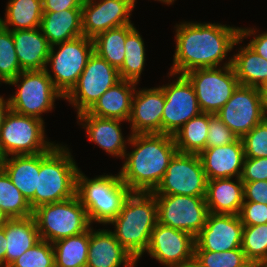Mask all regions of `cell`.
<instances>
[{
  "label": "cell",
  "instance_id": "obj_22",
  "mask_svg": "<svg viewBox=\"0 0 267 267\" xmlns=\"http://www.w3.org/2000/svg\"><path fill=\"white\" fill-rule=\"evenodd\" d=\"M198 155L207 180L241 178L245 160L241 138L228 145L205 148Z\"/></svg>",
  "mask_w": 267,
  "mask_h": 267
},
{
  "label": "cell",
  "instance_id": "obj_29",
  "mask_svg": "<svg viewBox=\"0 0 267 267\" xmlns=\"http://www.w3.org/2000/svg\"><path fill=\"white\" fill-rule=\"evenodd\" d=\"M232 55V66L239 85L261 88L267 83V60L248 45Z\"/></svg>",
  "mask_w": 267,
  "mask_h": 267
},
{
  "label": "cell",
  "instance_id": "obj_39",
  "mask_svg": "<svg viewBox=\"0 0 267 267\" xmlns=\"http://www.w3.org/2000/svg\"><path fill=\"white\" fill-rule=\"evenodd\" d=\"M9 267H55L53 243L40 239Z\"/></svg>",
  "mask_w": 267,
  "mask_h": 267
},
{
  "label": "cell",
  "instance_id": "obj_51",
  "mask_svg": "<svg viewBox=\"0 0 267 267\" xmlns=\"http://www.w3.org/2000/svg\"><path fill=\"white\" fill-rule=\"evenodd\" d=\"M171 267H200V266L193 259L190 262H187V263H184V264L175 265V266H171Z\"/></svg>",
  "mask_w": 267,
  "mask_h": 267
},
{
  "label": "cell",
  "instance_id": "obj_49",
  "mask_svg": "<svg viewBox=\"0 0 267 267\" xmlns=\"http://www.w3.org/2000/svg\"><path fill=\"white\" fill-rule=\"evenodd\" d=\"M261 94V105L263 119L267 120V86L259 88Z\"/></svg>",
  "mask_w": 267,
  "mask_h": 267
},
{
  "label": "cell",
  "instance_id": "obj_45",
  "mask_svg": "<svg viewBox=\"0 0 267 267\" xmlns=\"http://www.w3.org/2000/svg\"><path fill=\"white\" fill-rule=\"evenodd\" d=\"M244 202L267 205V181L243 182Z\"/></svg>",
  "mask_w": 267,
  "mask_h": 267
},
{
  "label": "cell",
  "instance_id": "obj_41",
  "mask_svg": "<svg viewBox=\"0 0 267 267\" xmlns=\"http://www.w3.org/2000/svg\"><path fill=\"white\" fill-rule=\"evenodd\" d=\"M237 139L238 136L217 115L210 114L206 148L228 145Z\"/></svg>",
  "mask_w": 267,
  "mask_h": 267
},
{
  "label": "cell",
  "instance_id": "obj_30",
  "mask_svg": "<svg viewBox=\"0 0 267 267\" xmlns=\"http://www.w3.org/2000/svg\"><path fill=\"white\" fill-rule=\"evenodd\" d=\"M5 12L4 18L0 17V24L11 31L39 28L42 0H9Z\"/></svg>",
  "mask_w": 267,
  "mask_h": 267
},
{
  "label": "cell",
  "instance_id": "obj_5",
  "mask_svg": "<svg viewBox=\"0 0 267 267\" xmlns=\"http://www.w3.org/2000/svg\"><path fill=\"white\" fill-rule=\"evenodd\" d=\"M131 192L122 182L119 172L116 175L104 173L91 179L78 171L76 195L86 209L91 226L94 222L109 225Z\"/></svg>",
  "mask_w": 267,
  "mask_h": 267
},
{
  "label": "cell",
  "instance_id": "obj_19",
  "mask_svg": "<svg viewBox=\"0 0 267 267\" xmlns=\"http://www.w3.org/2000/svg\"><path fill=\"white\" fill-rule=\"evenodd\" d=\"M165 104L160 87L139 88L132 98L130 123L131 134L162 133V115Z\"/></svg>",
  "mask_w": 267,
  "mask_h": 267
},
{
  "label": "cell",
  "instance_id": "obj_18",
  "mask_svg": "<svg viewBox=\"0 0 267 267\" xmlns=\"http://www.w3.org/2000/svg\"><path fill=\"white\" fill-rule=\"evenodd\" d=\"M243 228L239 215L209 212L205 226L195 237L194 250L223 252L241 248Z\"/></svg>",
  "mask_w": 267,
  "mask_h": 267
},
{
  "label": "cell",
  "instance_id": "obj_52",
  "mask_svg": "<svg viewBox=\"0 0 267 267\" xmlns=\"http://www.w3.org/2000/svg\"><path fill=\"white\" fill-rule=\"evenodd\" d=\"M5 155L3 154L1 147H0V171L3 170L4 168V163H5Z\"/></svg>",
  "mask_w": 267,
  "mask_h": 267
},
{
  "label": "cell",
  "instance_id": "obj_24",
  "mask_svg": "<svg viewBox=\"0 0 267 267\" xmlns=\"http://www.w3.org/2000/svg\"><path fill=\"white\" fill-rule=\"evenodd\" d=\"M205 201L210 213L238 215L244 202L241 178L207 180Z\"/></svg>",
  "mask_w": 267,
  "mask_h": 267
},
{
  "label": "cell",
  "instance_id": "obj_16",
  "mask_svg": "<svg viewBox=\"0 0 267 267\" xmlns=\"http://www.w3.org/2000/svg\"><path fill=\"white\" fill-rule=\"evenodd\" d=\"M136 0H84L82 4L83 35L94 39L109 29L131 23Z\"/></svg>",
  "mask_w": 267,
  "mask_h": 267
},
{
  "label": "cell",
  "instance_id": "obj_44",
  "mask_svg": "<svg viewBox=\"0 0 267 267\" xmlns=\"http://www.w3.org/2000/svg\"><path fill=\"white\" fill-rule=\"evenodd\" d=\"M252 35L253 39H251L249 43H247V45L252 48L258 55L267 60V31L261 33L259 30L257 31L256 28L254 29V27H240V38L244 40V38L246 39L248 37H251Z\"/></svg>",
  "mask_w": 267,
  "mask_h": 267
},
{
  "label": "cell",
  "instance_id": "obj_4",
  "mask_svg": "<svg viewBox=\"0 0 267 267\" xmlns=\"http://www.w3.org/2000/svg\"><path fill=\"white\" fill-rule=\"evenodd\" d=\"M67 145L56 143L49 151L40 153V172L34 209L76 196L78 168Z\"/></svg>",
  "mask_w": 267,
  "mask_h": 267
},
{
  "label": "cell",
  "instance_id": "obj_11",
  "mask_svg": "<svg viewBox=\"0 0 267 267\" xmlns=\"http://www.w3.org/2000/svg\"><path fill=\"white\" fill-rule=\"evenodd\" d=\"M184 75L194 87L201 112L213 115L226 104L239 85L232 65L198 68Z\"/></svg>",
  "mask_w": 267,
  "mask_h": 267
},
{
  "label": "cell",
  "instance_id": "obj_48",
  "mask_svg": "<svg viewBox=\"0 0 267 267\" xmlns=\"http://www.w3.org/2000/svg\"><path fill=\"white\" fill-rule=\"evenodd\" d=\"M11 110L9 104V98H4L3 95H0V129L4 123L6 115Z\"/></svg>",
  "mask_w": 267,
  "mask_h": 267
},
{
  "label": "cell",
  "instance_id": "obj_46",
  "mask_svg": "<svg viewBox=\"0 0 267 267\" xmlns=\"http://www.w3.org/2000/svg\"><path fill=\"white\" fill-rule=\"evenodd\" d=\"M83 1L84 0H42L43 12L82 9Z\"/></svg>",
  "mask_w": 267,
  "mask_h": 267
},
{
  "label": "cell",
  "instance_id": "obj_55",
  "mask_svg": "<svg viewBox=\"0 0 267 267\" xmlns=\"http://www.w3.org/2000/svg\"><path fill=\"white\" fill-rule=\"evenodd\" d=\"M261 266H262V267H267V260L263 261V262L261 263Z\"/></svg>",
  "mask_w": 267,
  "mask_h": 267
},
{
  "label": "cell",
  "instance_id": "obj_37",
  "mask_svg": "<svg viewBox=\"0 0 267 267\" xmlns=\"http://www.w3.org/2000/svg\"><path fill=\"white\" fill-rule=\"evenodd\" d=\"M23 70L18 62L12 31L0 24V84L5 85Z\"/></svg>",
  "mask_w": 267,
  "mask_h": 267
},
{
  "label": "cell",
  "instance_id": "obj_17",
  "mask_svg": "<svg viewBox=\"0 0 267 267\" xmlns=\"http://www.w3.org/2000/svg\"><path fill=\"white\" fill-rule=\"evenodd\" d=\"M194 245L190 233L157 222L145 252L160 265L171 267L192 261Z\"/></svg>",
  "mask_w": 267,
  "mask_h": 267
},
{
  "label": "cell",
  "instance_id": "obj_9",
  "mask_svg": "<svg viewBox=\"0 0 267 267\" xmlns=\"http://www.w3.org/2000/svg\"><path fill=\"white\" fill-rule=\"evenodd\" d=\"M93 52V39L87 38L84 35L51 46L46 72L51 78L54 87L63 96L77 83L88 58ZM48 66L53 74H51Z\"/></svg>",
  "mask_w": 267,
  "mask_h": 267
},
{
  "label": "cell",
  "instance_id": "obj_26",
  "mask_svg": "<svg viewBox=\"0 0 267 267\" xmlns=\"http://www.w3.org/2000/svg\"><path fill=\"white\" fill-rule=\"evenodd\" d=\"M39 28L51 46L83 36L82 9L43 12Z\"/></svg>",
  "mask_w": 267,
  "mask_h": 267
},
{
  "label": "cell",
  "instance_id": "obj_28",
  "mask_svg": "<svg viewBox=\"0 0 267 267\" xmlns=\"http://www.w3.org/2000/svg\"><path fill=\"white\" fill-rule=\"evenodd\" d=\"M5 238L7 240L5 267H9L40 240L35 218L29 216L9 219L5 224Z\"/></svg>",
  "mask_w": 267,
  "mask_h": 267
},
{
  "label": "cell",
  "instance_id": "obj_53",
  "mask_svg": "<svg viewBox=\"0 0 267 267\" xmlns=\"http://www.w3.org/2000/svg\"><path fill=\"white\" fill-rule=\"evenodd\" d=\"M242 267H262L261 263L258 262H252V261H248L244 266Z\"/></svg>",
  "mask_w": 267,
  "mask_h": 267
},
{
  "label": "cell",
  "instance_id": "obj_7",
  "mask_svg": "<svg viewBox=\"0 0 267 267\" xmlns=\"http://www.w3.org/2000/svg\"><path fill=\"white\" fill-rule=\"evenodd\" d=\"M40 239L54 243L57 240L86 232L90 227L86 209L76 196L33 210Z\"/></svg>",
  "mask_w": 267,
  "mask_h": 267
},
{
  "label": "cell",
  "instance_id": "obj_42",
  "mask_svg": "<svg viewBox=\"0 0 267 267\" xmlns=\"http://www.w3.org/2000/svg\"><path fill=\"white\" fill-rule=\"evenodd\" d=\"M243 225H261L267 223V205L257 202H243L240 212Z\"/></svg>",
  "mask_w": 267,
  "mask_h": 267
},
{
  "label": "cell",
  "instance_id": "obj_34",
  "mask_svg": "<svg viewBox=\"0 0 267 267\" xmlns=\"http://www.w3.org/2000/svg\"><path fill=\"white\" fill-rule=\"evenodd\" d=\"M124 47L123 65L118 70L120 79L139 84L141 73L145 67L146 49L142 35L136 27L126 36Z\"/></svg>",
  "mask_w": 267,
  "mask_h": 267
},
{
  "label": "cell",
  "instance_id": "obj_23",
  "mask_svg": "<svg viewBox=\"0 0 267 267\" xmlns=\"http://www.w3.org/2000/svg\"><path fill=\"white\" fill-rule=\"evenodd\" d=\"M12 36L23 71L46 69L51 45L40 28L15 30Z\"/></svg>",
  "mask_w": 267,
  "mask_h": 267
},
{
  "label": "cell",
  "instance_id": "obj_36",
  "mask_svg": "<svg viewBox=\"0 0 267 267\" xmlns=\"http://www.w3.org/2000/svg\"><path fill=\"white\" fill-rule=\"evenodd\" d=\"M241 248L248 261L262 263L267 260V223L244 225Z\"/></svg>",
  "mask_w": 267,
  "mask_h": 267
},
{
  "label": "cell",
  "instance_id": "obj_6",
  "mask_svg": "<svg viewBox=\"0 0 267 267\" xmlns=\"http://www.w3.org/2000/svg\"><path fill=\"white\" fill-rule=\"evenodd\" d=\"M7 84L18 89L9 98L11 110L43 121L42 114L52 112L55 101L64 98L54 87L46 69L22 71Z\"/></svg>",
  "mask_w": 267,
  "mask_h": 267
},
{
  "label": "cell",
  "instance_id": "obj_25",
  "mask_svg": "<svg viewBox=\"0 0 267 267\" xmlns=\"http://www.w3.org/2000/svg\"><path fill=\"white\" fill-rule=\"evenodd\" d=\"M137 85L136 82L121 79L101 95L87 112L97 117L128 122Z\"/></svg>",
  "mask_w": 267,
  "mask_h": 267
},
{
  "label": "cell",
  "instance_id": "obj_40",
  "mask_svg": "<svg viewBox=\"0 0 267 267\" xmlns=\"http://www.w3.org/2000/svg\"><path fill=\"white\" fill-rule=\"evenodd\" d=\"M241 139L245 158H267V120L263 119Z\"/></svg>",
  "mask_w": 267,
  "mask_h": 267
},
{
  "label": "cell",
  "instance_id": "obj_43",
  "mask_svg": "<svg viewBox=\"0 0 267 267\" xmlns=\"http://www.w3.org/2000/svg\"><path fill=\"white\" fill-rule=\"evenodd\" d=\"M242 182L267 181V158H245Z\"/></svg>",
  "mask_w": 267,
  "mask_h": 267
},
{
  "label": "cell",
  "instance_id": "obj_47",
  "mask_svg": "<svg viewBox=\"0 0 267 267\" xmlns=\"http://www.w3.org/2000/svg\"><path fill=\"white\" fill-rule=\"evenodd\" d=\"M7 240L5 238V225L0 228V267H5V254Z\"/></svg>",
  "mask_w": 267,
  "mask_h": 267
},
{
  "label": "cell",
  "instance_id": "obj_31",
  "mask_svg": "<svg viewBox=\"0 0 267 267\" xmlns=\"http://www.w3.org/2000/svg\"><path fill=\"white\" fill-rule=\"evenodd\" d=\"M134 28V24H128L98 34L93 39L94 52L119 70L125 57L126 36Z\"/></svg>",
  "mask_w": 267,
  "mask_h": 267
},
{
  "label": "cell",
  "instance_id": "obj_35",
  "mask_svg": "<svg viewBox=\"0 0 267 267\" xmlns=\"http://www.w3.org/2000/svg\"><path fill=\"white\" fill-rule=\"evenodd\" d=\"M0 208L9 219L33 216L28 201L13 185L4 170L0 171Z\"/></svg>",
  "mask_w": 267,
  "mask_h": 267
},
{
  "label": "cell",
  "instance_id": "obj_3",
  "mask_svg": "<svg viewBox=\"0 0 267 267\" xmlns=\"http://www.w3.org/2000/svg\"><path fill=\"white\" fill-rule=\"evenodd\" d=\"M157 222L155 195L152 192H131L109 225L114 226L112 232L116 240L138 263L148 248Z\"/></svg>",
  "mask_w": 267,
  "mask_h": 267
},
{
  "label": "cell",
  "instance_id": "obj_8",
  "mask_svg": "<svg viewBox=\"0 0 267 267\" xmlns=\"http://www.w3.org/2000/svg\"><path fill=\"white\" fill-rule=\"evenodd\" d=\"M44 124L43 120L10 110L0 129V147L5 157L49 151L56 143L47 139Z\"/></svg>",
  "mask_w": 267,
  "mask_h": 267
},
{
  "label": "cell",
  "instance_id": "obj_2",
  "mask_svg": "<svg viewBox=\"0 0 267 267\" xmlns=\"http://www.w3.org/2000/svg\"><path fill=\"white\" fill-rule=\"evenodd\" d=\"M129 145L132 151L125 153L119 171L122 182L132 192H153L178 152L173 135L131 134Z\"/></svg>",
  "mask_w": 267,
  "mask_h": 267
},
{
  "label": "cell",
  "instance_id": "obj_32",
  "mask_svg": "<svg viewBox=\"0 0 267 267\" xmlns=\"http://www.w3.org/2000/svg\"><path fill=\"white\" fill-rule=\"evenodd\" d=\"M209 113L201 112L186 122L173 135L179 153L199 154L206 148Z\"/></svg>",
  "mask_w": 267,
  "mask_h": 267
},
{
  "label": "cell",
  "instance_id": "obj_10",
  "mask_svg": "<svg viewBox=\"0 0 267 267\" xmlns=\"http://www.w3.org/2000/svg\"><path fill=\"white\" fill-rule=\"evenodd\" d=\"M120 80L118 70L93 52L77 83L63 99L79 114L88 111L101 95Z\"/></svg>",
  "mask_w": 267,
  "mask_h": 267
},
{
  "label": "cell",
  "instance_id": "obj_1",
  "mask_svg": "<svg viewBox=\"0 0 267 267\" xmlns=\"http://www.w3.org/2000/svg\"><path fill=\"white\" fill-rule=\"evenodd\" d=\"M175 52L168 77L184 75L198 68H216L232 65L227 55L240 38V28L220 23L183 21L175 25ZM227 56H229L227 60ZM227 61L224 62L223 60ZM223 62V63H222Z\"/></svg>",
  "mask_w": 267,
  "mask_h": 267
},
{
  "label": "cell",
  "instance_id": "obj_21",
  "mask_svg": "<svg viewBox=\"0 0 267 267\" xmlns=\"http://www.w3.org/2000/svg\"><path fill=\"white\" fill-rule=\"evenodd\" d=\"M135 258L116 240L112 229L89 228L86 267H136Z\"/></svg>",
  "mask_w": 267,
  "mask_h": 267
},
{
  "label": "cell",
  "instance_id": "obj_14",
  "mask_svg": "<svg viewBox=\"0 0 267 267\" xmlns=\"http://www.w3.org/2000/svg\"><path fill=\"white\" fill-rule=\"evenodd\" d=\"M176 80V81H175ZM165 96L162 133L174 135L186 122L201 113L192 83L185 75L160 86Z\"/></svg>",
  "mask_w": 267,
  "mask_h": 267
},
{
  "label": "cell",
  "instance_id": "obj_38",
  "mask_svg": "<svg viewBox=\"0 0 267 267\" xmlns=\"http://www.w3.org/2000/svg\"><path fill=\"white\" fill-rule=\"evenodd\" d=\"M193 259L200 267H242L248 262L242 248L223 252L194 250Z\"/></svg>",
  "mask_w": 267,
  "mask_h": 267
},
{
  "label": "cell",
  "instance_id": "obj_33",
  "mask_svg": "<svg viewBox=\"0 0 267 267\" xmlns=\"http://www.w3.org/2000/svg\"><path fill=\"white\" fill-rule=\"evenodd\" d=\"M55 267H86L89 250V229L53 243Z\"/></svg>",
  "mask_w": 267,
  "mask_h": 267
},
{
  "label": "cell",
  "instance_id": "obj_13",
  "mask_svg": "<svg viewBox=\"0 0 267 267\" xmlns=\"http://www.w3.org/2000/svg\"><path fill=\"white\" fill-rule=\"evenodd\" d=\"M158 223L186 231L194 238L206 223L209 213L205 197L155 195Z\"/></svg>",
  "mask_w": 267,
  "mask_h": 267
},
{
  "label": "cell",
  "instance_id": "obj_50",
  "mask_svg": "<svg viewBox=\"0 0 267 267\" xmlns=\"http://www.w3.org/2000/svg\"><path fill=\"white\" fill-rule=\"evenodd\" d=\"M8 220H9L8 216L0 208V228L3 227L7 223Z\"/></svg>",
  "mask_w": 267,
  "mask_h": 267
},
{
  "label": "cell",
  "instance_id": "obj_15",
  "mask_svg": "<svg viewBox=\"0 0 267 267\" xmlns=\"http://www.w3.org/2000/svg\"><path fill=\"white\" fill-rule=\"evenodd\" d=\"M215 115L238 138H242L263 120L259 88L238 85L230 99Z\"/></svg>",
  "mask_w": 267,
  "mask_h": 267
},
{
  "label": "cell",
  "instance_id": "obj_27",
  "mask_svg": "<svg viewBox=\"0 0 267 267\" xmlns=\"http://www.w3.org/2000/svg\"><path fill=\"white\" fill-rule=\"evenodd\" d=\"M3 170L34 210L37 174L40 172V153L6 157Z\"/></svg>",
  "mask_w": 267,
  "mask_h": 267
},
{
  "label": "cell",
  "instance_id": "obj_20",
  "mask_svg": "<svg viewBox=\"0 0 267 267\" xmlns=\"http://www.w3.org/2000/svg\"><path fill=\"white\" fill-rule=\"evenodd\" d=\"M77 123L86 129L90 142H94L109 155L123 159L127 152L131 134L123 136L121 121L90 115L87 111L77 114ZM81 122V123H80ZM127 144V145H126Z\"/></svg>",
  "mask_w": 267,
  "mask_h": 267
},
{
  "label": "cell",
  "instance_id": "obj_54",
  "mask_svg": "<svg viewBox=\"0 0 267 267\" xmlns=\"http://www.w3.org/2000/svg\"><path fill=\"white\" fill-rule=\"evenodd\" d=\"M155 1H159L160 3L162 2L163 4L165 3L167 5H172L176 0H155Z\"/></svg>",
  "mask_w": 267,
  "mask_h": 267
},
{
  "label": "cell",
  "instance_id": "obj_12",
  "mask_svg": "<svg viewBox=\"0 0 267 267\" xmlns=\"http://www.w3.org/2000/svg\"><path fill=\"white\" fill-rule=\"evenodd\" d=\"M207 178L198 154L177 152L154 195H187L205 197Z\"/></svg>",
  "mask_w": 267,
  "mask_h": 267
}]
</instances>
